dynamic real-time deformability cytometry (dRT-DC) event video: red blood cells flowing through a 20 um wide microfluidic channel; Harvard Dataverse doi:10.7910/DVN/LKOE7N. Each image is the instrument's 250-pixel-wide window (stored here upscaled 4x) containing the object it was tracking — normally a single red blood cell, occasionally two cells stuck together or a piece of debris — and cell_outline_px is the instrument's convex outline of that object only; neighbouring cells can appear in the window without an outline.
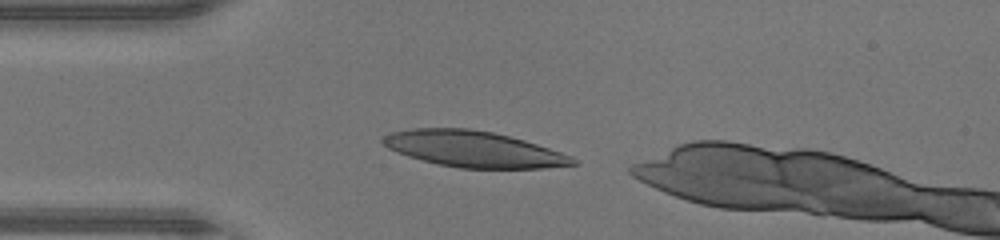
{"species": "human", "species_latin": "Homo sapiens", "temperature_condition": "warm", "stored_images_in_passage": 32, "camera_frame_rate_fps": 3000, "um_per_image_px": 0.085, "donor": {"sex": "male"}, "frame": {"image": 1, "passage_image": 1, "time_ms": 0.0, "image_size_px": [1000, 240], "cell_outline_px": [[580, 164], [544, 168], [460, 168], [436, 164], [408, 156], [396, 152], [388, 148], [380, 140], [384, 136], [392, 132], [412, 128], [468, 128], [492, 132], [524, 140], [572, 156]], "centroid_in_image_um": [40.24, 12.67], "position_along_channel_um": 44.8, "area_um2": 39.77}}
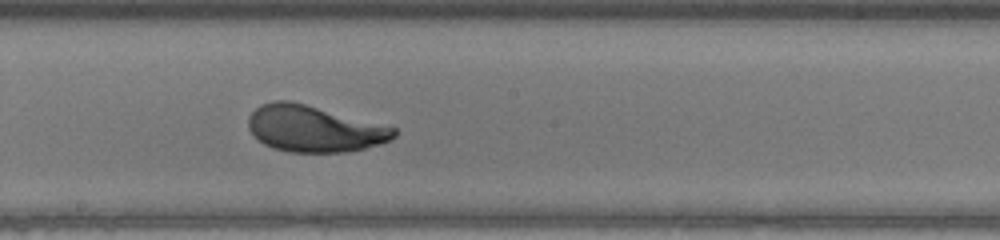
{"frame": {"image": 2, "passage_image": 14, "time_ms": 4.333, "image_size_px": [1000, 240], "cell_outline_px": [[396, 136], [380, 144], [348, 152], [288, 152], [272, 148], [264, 144], [248, 128], [248, 116], [260, 104], [272, 100], [288, 100], [304, 104], [396, 128]], "centroid_in_image_um": [26.66, 10.95], "position_along_channel_um": 221.5, "area_um2": 38.96}}
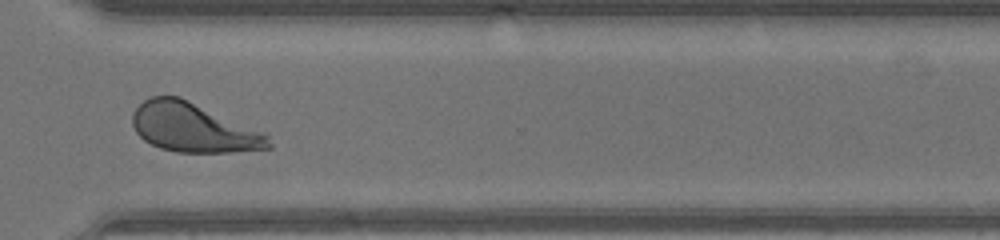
{"frame": {"image": 3, "passage_image": 23, "time_ms": 7.333, "image_size_px": [1000, 240], "cell_outline_px": [[272, 148], [228, 152], [176, 152], [160, 148], [144, 140], [136, 132], [132, 124], [132, 116], [136, 108], [144, 100], [152, 96], [180, 96], [268, 132], [272, 144]], "centroid_in_image_um": [16.5, 10.84], "position_along_channel_um": 354.1, "area_um2": 39.54}, "authors_computed_cell_mechanics": {"area_um2": 39.5641, "velocity_mm_per_s": 4.4277, "shape_relaxation_time_tau1_ms": 2.5547, "shape_relaxation_time_tau2_ms": null, "deformation_change_tau1": 0.195, "deformation_change_tau2": null}}